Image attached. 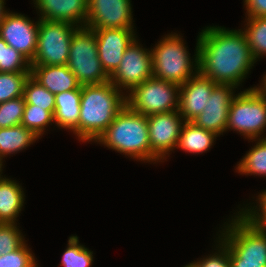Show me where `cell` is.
<instances>
[{"mask_svg": "<svg viewBox=\"0 0 266 267\" xmlns=\"http://www.w3.org/2000/svg\"><path fill=\"white\" fill-rule=\"evenodd\" d=\"M198 41V71L217 84L238 86L256 62L241 30L207 27Z\"/></svg>", "mask_w": 266, "mask_h": 267, "instance_id": "cell-1", "label": "cell"}, {"mask_svg": "<svg viewBox=\"0 0 266 267\" xmlns=\"http://www.w3.org/2000/svg\"><path fill=\"white\" fill-rule=\"evenodd\" d=\"M120 91L110 81L81 86L79 139L97 141L126 105V96Z\"/></svg>", "mask_w": 266, "mask_h": 267, "instance_id": "cell-2", "label": "cell"}, {"mask_svg": "<svg viewBox=\"0 0 266 267\" xmlns=\"http://www.w3.org/2000/svg\"><path fill=\"white\" fill-rule=\"evenodd\" d=\"M97 140L96 142L127 156L141 161L151 160L147 116L131 110L127 105Z\"/></svg>", "mask_w": 266, "mask_h": 267, "instance_id": "cell-3", "label": "cell"}, {"mask_svg": "<svg viewBox=\"0 0 266 267\" xmlns=\"http://www.w3.org/2000/svg\"><path fill=\"white\" fill-rule=\"evenodd\" d=\"M225 227L226 232L219 240L228 247L230 259L266 261V230L246 211H241Z\"/></svg>", "mask_w": 266, "mask_h": 267, "instance_id": "cell-4", "label": "cell"}, {"mask_svg": "<svg viewBox=\"0 0 266 267\" xmlns=\"http://www.w3.org/2000/svg\"><path fill=\"white\" fill-rule=\"evenodd\" d=\"M67 67L82 85L101 84L109 81L98 57L94 30L79 27L73 34Z\"/></svg>", "mask_w": 266, "mask_h": 267, "instance_id": "cell-5", "label": "cell"}, {"mask_svg": "<svg viewBox=\"0 0 266 267\" xmlns=\"http://www.w3.org/2000/svg\"><path fill=\"white\" fill-rule=\"evenodd\" d=\"M151 52L153 77L180 86L194 76L193 62L191 63L183 40L177 34L163 38Z\"/></svg>", "mask_w": 266, "mask_h": 267, "instance_id": "cell-6", "label": "cell"}, {"mask_svg": "<svg viewBox=\"0 0 266 267\" xmlns=\"http://www.w3.org/2000/svg\"><path fill=\"white\" fill-rule=\"evenodd\" d=\"M180 86L155 77L146 79L126 96V105L145 116L178 110Z\"/></svg>", "mask_w": 266, "mask_h": 267, "instance_id": "cell-7", "label": "cell"}, {"mask_svg": "<svg viewBox=\"0 0 266 267\" xmlns=\"http://www.w3.org/2000/svg\"><path fill=\"white\" fill-rule=\"evenodd\" d=\"M68 22L39 20L37 48L30 65H67L70 43L79 28Z\"/></svg>", "mask_w": 266, "mask_h": 267, "instance_id": "cell-8", "label": "cell"}, {"mask_svg": "<svg viewBox=\"0 0 266 267\" xmlns=\"http://www.w3.org/2000/svg\"><path fill=\"white\" fill-rule=\"evenodd\" d=\"M266 127V97L255 88L236 95L229 107L227 129H234L253 140Z\"/></svg>", "mask_w": 266, "mask_h": 267, "instance_id": "cell-9", "label": "cell"}, {"mask_svg": "<svg viewBox=\"0 0 266 267\" xmlns=\"http://www.w3.org/2000/svg\"><path fill=\"white\" fill-rule=\"evenodd\" d=\"M138 45L136 39L124 51L122 60L109 81L118 89L132 90L153 76L152 52Z\"/></svg>", "mask_w": 266, "mask_h": 267, "instance_id": "cell-10", "label": "cell"}, {"mask_svg": "<svg viewBox=\"0 0 266 267\" xmlns=\"http://www.w3.org/2000/svg\"><path fill=\"white\" fill-rule=\"evenodd\" d=\"M183 120L178 110L147 116L151 161L163 160L168 152L177 148Z\"/></svg>", "mask_w": 266, "mask_h": 267, "instance_id": "cell-11", "label": "cell"}, {"mask_svg": "<svg viewBox=\"0 0 266 267\" xmlns=\"http://www.w3.org/2000/svg\"><path fill=\"white\" fill-rule=\"evenodd\" d=\"M130 0H88L85 27L92 30L132 27Z\"/></svg>", "mask_w": 266, "mask_h": 267, "instance_id": "cell-12", "label": "cell"}, {"mask_svg": "<svg viewBox=\"0 0 266 267\" xmlns=\"http://www.w3.org/2000/svg\"><path fill=\"white\" fill-rule=\"evenodd\" d=\"M39 21L34 24L24 15L7 12L0 25V37L31 61L37 48Z\"/></svg>", "mask_w": 266, "mask_h": 267, "instance_id": "cell-13", "label": "cell"}, {"mask_svg": "<svg viewBox=\"0 0 266 267\" xmlns=\"http://www.w3.org/2000/svg\"><path fill=\"white\" fill-rule=\"evenodd\" d=\"M198 45L197 41L195 63L196 73L185 84L180 85L178 111L184 121H192L205 108L213 88L217 83L202 75L198 71Z\"/></svg>", "mask_w": 266, "mask_h": 267, "instance_id": "cell-14", "label": "cell"}, {"mask_svg": "<svg viewBox=\"0 0 266 267\" xmlns=\"http://www.w3.org/2000/svg\"><path fill=\"white\" fill-rule=\"evenodd\" d=\"M234 88L237 87L231 84H217L208 97L204 110L192 122L216 135L227 131L229 107L235 97Z\"/></svg>", "mask_w": 266, "mask_h": 267, "instance_id": "cell-15", "label": "cell"}, {"mask_svg": "<svg viewBox=\"0 0 266 267\" xmlns=\"http://www.w3.org/2000/svg\"><path fill=\"white\" fill-rule=\"evenodd\" d=\"M98 57L102 68L110 77L119 67L124 51L136 39L133 29L94 30Z\"/></svg>", "mask_w": 266, "mask_h": 267, "instance_id": "cell-16", "label": "cell"}, {"mask_svg": "<svg viewBox=\"0 0 266 267\" xmlns=\"http://www.w3.org/2000/svg\"><path fill=\"white\" fill-rule=\"evenodd\" d=\"M41 12V19L46 21L68 22L78 27H85L88 0H34ZM84 25H82V23ZM80 23L81 26L77 25Z\"/></svg>", "mask_w": 266, "mask_h": 267, "instance_id": "cell-17", "label": "cell"}, {"mask_svg": "<svg viewBox=\"0 0 266 267\" xmlns=\"http://www.w3.org/2000/svg\"><path fill=\"white\" fill-rule=\"evenodd\" d=\"M30 76L54 95L81 89L67 65H31Z\"/></svg>", "mask_w": 266, "mask_h": 267, "instance_id": "cell-18", "label": "cell"}, {"mask_svg": "<svg viewBox=\"0 0 266 267\" xmlns=\"http://www.w3.org/2000/svg\"><path fill=\"white\" fill-rule=\"evenodd\" d=\"M81 89L64 91L55 95L54 121L58 127L70 129L78 136Z\"/></svg>", "mask_w": 266, "mask_h": 267, "instance_id": "cell-19", "label": "cell"}, {"mask_svg": "<svg viewBox=\"0 0 266 267\" xmlns=\"http://www.w3.org/2000/svg\"><path fill=\"white\" fill-rule=\"evenodd\" d=\"M24 203L21 186L14 180H0V223H15Z\"/></svg>", "mask_w": 266, "mask_h": 267, "instance_id": "cell-20", "label": "cell"}, {"mask_svg": "<svg viewBox=\"0 0 266 267\" xmlns=\"http://www.w3.org/2000/svg\"><path fill=\"white\" fill-rule=\"evenodd\" d=\"M217 136L192 121H184L177 147L190 153H203L209 150Z\"/></svg>", "mask_w": 266, "mask_h": 267, "instance_id": "cell-21", "label": "cell"}, {"mask_svg": "<svg viewBox=\"0 0 266 267\" xmlns=\"http://www.w3.org/2000/svg\"><path fill=\"white\" fill-rule=\"evenodd\" d=\"M37 136L32 130L23 125L0 129V158L26 149L36 139Z\"/></svg>", "mask_w": 266, "mask_h": 267, "instance_id": "cell-22", "label": "cell"}, {"mask_svg": "<svg viewBox=\"0 0 266 267\" xmlns=\"http://www.w3.org/2000/svg\"><path fill=\"white\" fill-rule=\"evenodd\" d=\"M245 31L247 43L255 60L266 54V17H248Z\"/></svg>", "mask_w": 266, "mask_h": 267, "instance_id": "cell-23", "label": "cell"}, {"mask_svg": "<svg viewBox=\"0 0 266 267\" xmlns=\"http://www.w3.org/2000/svg\"><path fill=\"white\" fill-rule=\"evenodd\" d=\"M237 170L242 174L266 176V137L259 138L257 144L239 162Z\"/></svg>", "mask_w": 266, "mask_h": 267, "instance_id": "cell-24", "label": "cell"}, {"mask_svg": "<svg viewBox=\"0 0 266 267\" xmlns=\"http://www.w3.org/2000/svg\"><path fill=\"white\" fill-rule=\"evenodd\" d=\"M23 97L26 104L44 108L54 115L55 95L45 87L41 86L31 76H29L25 82Z\"/></svg>", "mask_w": 266, "mask_h": 267, "instance_id": "cell-25", "label": "cell"}, {"mask_svg": "<svg viewBox=\"0 0 266 267\" xmlns=\"http://www.w3.org/2000/svg\"><path fill=\"white\" fill-rule=\"evenodd\" d=\"M30 72H0V103L23 96Z\"/></svg>", "mask_w": 266, "mask_h": 267, "instance_id": "cell-26", "label": "cell"}, {"mask_svg": "<svg viewBox=\"0 0 266 267\" xmlns=\"http://www.w3.org/2000/svg\"><path fill=\"white\" fill-rule=\"evenodd\" d=\"M92 254L93 252L79 244L77 236H71L61 264L64 267H90L93 261Z\"/></svg>", "mask_w": 266, "mask_h": 267, "instance_id": "cell-27", "label": "cell"}, {"mask_svg": "<svg viewBox=\"0 0 266 267\" xmlns=\"http://www.w3.org/2000/svg\"><path fill=\"white\" fill-rule=\"evenodd\" d=\"M54 121V115L44 108L25 104L21 125L32 130L37 136L44 134L45 127Z\"/></svg>", "mask_w": 266, "mask_h": 267, "instance_id": "cell-28", "label": "cell"}, {"mask_svg": "<svg viewBox=\"0 0 266 267\" xmlns=\"http://www.w3.org/2000/svg\"><path fill=\"white\" fill-rule=\"evenodd\" d=\"M25 104L23 96L0 103V129L21 125Z\"/></svg>", "mask_w": 266, "mask_h": 267, "instance_id": "cell-29", "label": "cell"}, {"mask_svg": "<svg viewBox=\"0 0 266 267\" xmlns=\"http://www.w3.org/2000/svg\"><path fill=\"white\" fill-rule=\"evenodd\" d=\"M30 61L19 51L7 44L3 47L2 64L0 72H30Z\"/></svg>", "mask_w": 266, "mask_h": 267, "instance_id": "cell-30", "label": "cell"}, {"mask_svg": "<svg viewBox=\"0 0 266 267\" xmlns=\"http://www.w3.org/2000/svg\"><path fill=\"white\" fill-rule=\"evenodd\" d=\"M24 243L15 223H0V256L17 250Z\"/></svg>", "mask_w": 266, "mask_h": 267, "instance_id": "cell-31", "label": "cell"}, {"mask_svg": "<svg viewBox=\"0 0 266 267\" xmlns=\"http://www.w3.org/2000/svg\"><path fill=\"white\" fill-rule=\"evenodd\" d=\"M34 262L25 242L17 250L0 256V267H30Z\"/></svg>", "mask_w": 266, "mask_h": 267, "instance_id": "cell-32", "label": "cell"}, {"mask_svg": "<svg viewBox=\"0 0 266 267\" xmlns=\"http://www.w3.org/2000/svg\"><path fill=\"white\" fill-rule=\"evenodd\" d=\"M220 250H218L219 254L215 253L208 258H203L198 262H194V264L196 267H230L228 247L223 241H221Z\"/></svg>", "mask_w": 266, "mask_h": 267, "instance_id": "cell-33", "label": "cell"}, {"mask_svg": "<svg viewBox=\"0 0 266 267\" xmlns=\"http://www.w3.org/2000/svg\"><path fill=\"white\" fill-rule=\"evenodd\" d=\"M258 200L260 202L259 204V212H256L257 210L253 209H246L245 211L248 213V215L254 219L263 229L266 230V191L262 192L258 196ZM257 213V214H256Z\"/></svg>", "mask_w": 266, "mask_h": 267, "instance_id": "cell-34", "label": "cell"}, {"mask_svg": "<svg viewBox=\"0 0 266 267\" xmlns=\"http://www.w3.org/2000/svg\"><path fill=\"white\" fill-rule=\"evenodd\" d=\"M248 17H266V0H245Z\"/></svg>", "mask_w": 266, "mask_h": 267, "instance_id": "cell-35", "label": "cell"}, {"mask_svg": "<svg viewBox=\"0 0 266 267\" xmlns=\"http://www.w3.org/2000/svg\"><path fill=\"white\" fill-rule=\"evenodd\" d=\"M230 267H266V261L230 259Z\"/></svg>", "mask_w": 266, "mask_h": 267, "instance_id": "cell-36", "label": "cell"}, {"mask_svg": "<svg viewBox=\"0 0 266 267\" xmlns=\"http://www.w3.org/2000/svg\"><path fill=\"white\" fill-rule=\"evenodd\" d=\"M261 87H254L260 94L266 97V75L263 78ZM264 85V86H263Z\"/></svg>", "mask_w": 266, "mask_h": 267, "instance_id": "cell-37", "label": "cell"}, {"mask_svg": "<svg viewBox=\"0 0 266 267\" xmlns=\"http://www.w3.org/2000/svg\"><path fill=\"white\" fill-rule=\"evenodd\" d=\"M6 13L7 11L4 9V0H0V25L2 24Z\"/></svg>", "mask_w": 266, "mask_h": 267, "instance_id": "cell-38", "label": "cell"}, {"mask_svg": "<svg viewBox=\"0 0 266 267\" xmlns=\"http://www.w3.org/2000/svg\"><path fill=\"white\" fill-rule=\"evenodd\" d=\"M7 43L0 37V64H2L3 47H6Z\"/></svg>", "mask_w": 266, "mask_h": 267, "instance_id": "cell-39", "label": "cell"}, {"mask_svg": "<svg viewBox=\"0 0 266 267\" xmlns=\"http://www.w3.org/2000/svg\"><path fill=\"white\" fill-rule=\"evenodd\" d=\"M2 159L3 158H0V172L2 171ZM2 179V177H1V174H0V180Z\"/></svg>", "mask_w": 266, "mask_h": 267, "instance_id": "cell-40", "label": "cell"}, {"mask_svg": "<svg viewBox=\"0 0 266 267\" xmlns=\"http://www.w3.org/2000/svg\"><path fill=\"white\" fill-rule=\"evenodd\" d=\"M184 267H196V265L194 263H190L189 265H186Z\"/></svg>", "mask_w": 266, "mask_h": 267, "instance_id": "cell-41", "label": "cell"}, {"mask_svg": "<svg viewBox=\"0 0 266 267\" xmlns=\"http://www.w3.org/2000/svg\"><path fill=\"white\" fill-rule=\"evenodd\" d=\"M30 267H38V265L34 262Z\"/></svg>", "mask_w": 266, "mask_h": 267, "instance_id": "cell-42", "label": "cell"}]
</instances>
